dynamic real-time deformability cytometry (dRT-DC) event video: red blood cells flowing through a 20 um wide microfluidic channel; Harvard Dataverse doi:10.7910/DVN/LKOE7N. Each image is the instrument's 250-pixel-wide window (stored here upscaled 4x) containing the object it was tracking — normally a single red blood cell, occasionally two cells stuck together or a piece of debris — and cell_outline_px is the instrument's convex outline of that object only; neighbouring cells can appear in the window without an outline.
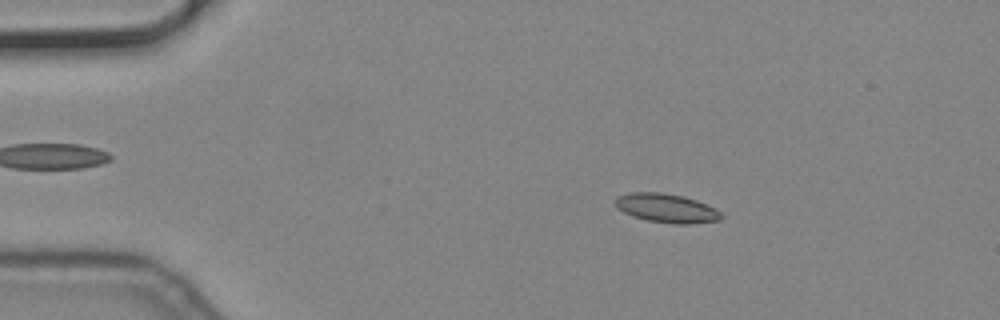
{"species": "common noctule bat (a hibernating species)", "species_latin": "Nyctalus noctula", "temperature_condition": "cold", "stored_images_in_passage": 19, "camera_frame_rate_fps": 3000, "um_per_image_px": 0.085, "animal": {"sex": "male", "body_mass_g": 19.2, "forearm_length_mm": 51.8}, "frame": {"image": 1, "passage_image": 11, "time_ms": 3.333, "image_size_px": [1000, 320], "cell_outline_px": [[724, 216], [720, 220], [692, 224], [672, 224], [648, 220], [632, 216], [616, 208], [612, 200], [616, 196], [632, 192], [660, 192], [684, 196], [696, 200], [716, 208]], "centroid_in_image_um": [56.63, 17.69], "position_along_channel_um": 28.4, "area_um2": 18.15}}